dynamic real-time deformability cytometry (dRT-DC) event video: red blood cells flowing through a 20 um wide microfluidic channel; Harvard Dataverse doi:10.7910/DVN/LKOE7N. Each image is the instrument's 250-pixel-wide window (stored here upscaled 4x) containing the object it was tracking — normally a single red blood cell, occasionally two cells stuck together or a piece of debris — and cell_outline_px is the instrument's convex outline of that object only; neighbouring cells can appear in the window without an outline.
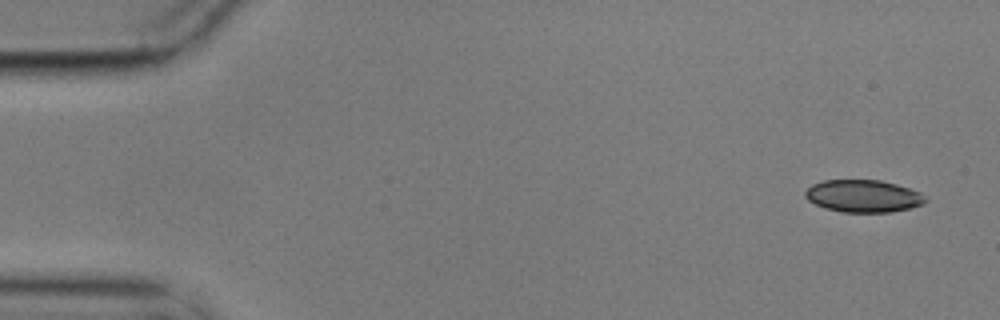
{"species": "common noctule bat (a hibernating species)", "species_latin": "Nyctalus noctula", "temperature_condition": "cold", "stored_images_in_passage": 10, "camera_frame_rate_fps": 3000, "um_per_image_px": 0.085, "animal": {"sex": "male", "body_mass_g": 17.9}, "frame": {"image": 1, "passage_image": 1, "time_ms": 0.0, "image_size_px": [1000, 320], "cell_outline_px": [[928, 200], [924, 204], [892, 212], [840, 212], [824, 208], [808, 200], [804, 196], [804, 192], [812, 184], [824, 180], [880, 180], [896, 184], [920, 192]], "centroid_in_image_um": [73.36, 16.67], "position_along_channel_um": 11.6, "area_um2": 22.72}}
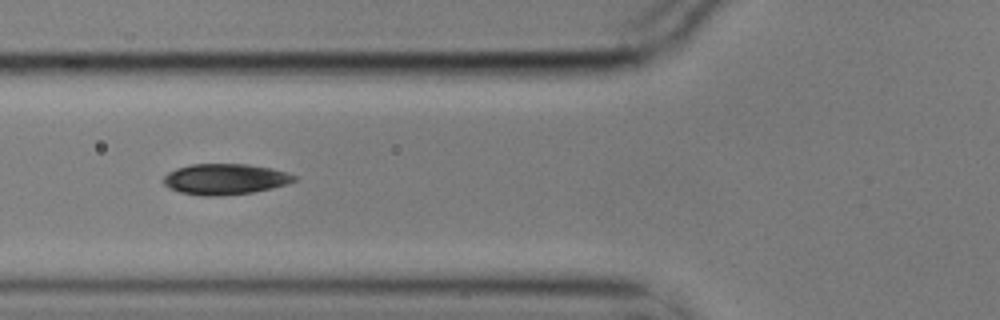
{"frame": {"image": 2, "passage_image": 6, "time_ms": 1.667, "image_size_px": [1000, 320], "cell_outline_px": [[296, 180], [272, 188], [252, 192], [220, 196], [204, 196], [180, 192], [168, 188], [164, 184], [164, 176], [168, 172], [176, 168], [192, 164], [248, 164], [272, 168], [296, 176]], "centroid_in_image_um": [19.09, 15.22], "position_along_channel_um": 106.7, "area_um2": 23.35}}
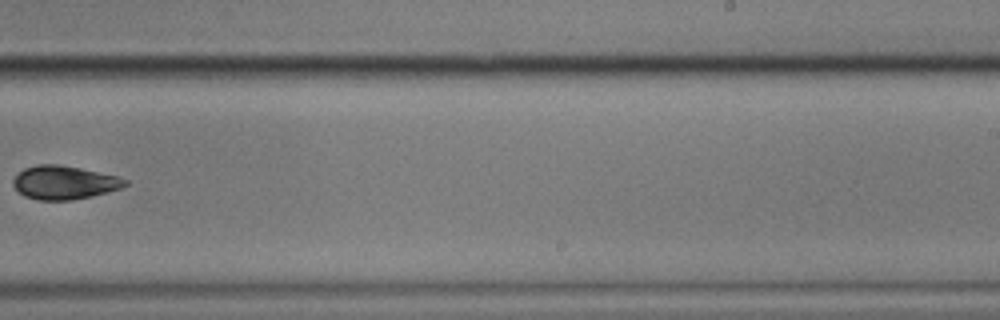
{"frame": {"image": 3, "passage_image": 10, "time_ms": 3.0, "image_size_px": [1000, 320], "cell_outline_px": [[128, 184], [120, 188], [92, 196], [72, 200], [40, 200], [24, 196], [12, 184], [12, 180], [24, 168], [36, 164], [60, 164], [120, 176], [128, 180]], "centroid_in_image_um": [5.47, 15.5], "position_along_channel_um": 283.5, "area_um2": 21.91}}